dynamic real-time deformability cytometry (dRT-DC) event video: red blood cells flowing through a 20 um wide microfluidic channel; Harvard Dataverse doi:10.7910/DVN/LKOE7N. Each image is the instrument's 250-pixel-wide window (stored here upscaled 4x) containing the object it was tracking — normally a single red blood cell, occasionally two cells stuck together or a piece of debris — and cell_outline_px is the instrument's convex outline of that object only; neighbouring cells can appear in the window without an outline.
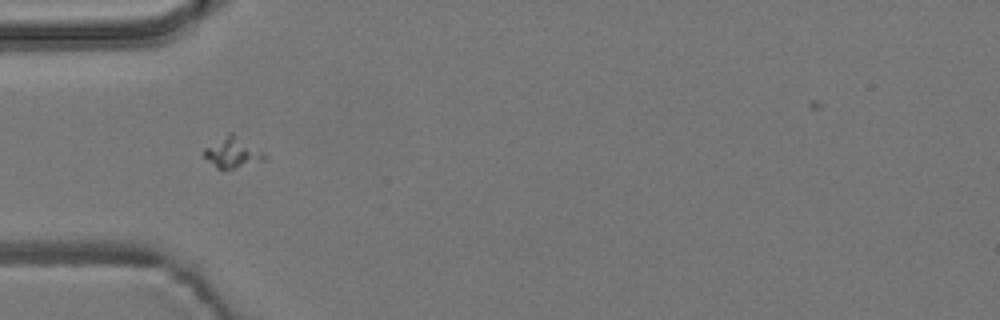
{"species": "common noctule bat (a hibernating species)", "species_latin": "Nyctalus noctula", "temperature_condition": "room temperature", "stored_images_in_passage": 26, "camera_frame_rate_fps": 3000, "um_per_image_px": 0.085, "animal": {"sex": "male", "body_mass_g": 19.2, "forearm_length_mm": 51.8}, "frame": {"image": 1, "passage_image": 20, "time_ms": 6.333, "image_size_px": [1000, 320], "cell_outline_px": [[268, 160], [232, 168], [216, 168], [204, 156], [204, 148], [228, 132], [232, 132], [264, 152], [268, 156]], "centroid_in_image_um": [19.81, 12.95], "position_along_channel_um": 65.2, "area_um2": 10.75}}